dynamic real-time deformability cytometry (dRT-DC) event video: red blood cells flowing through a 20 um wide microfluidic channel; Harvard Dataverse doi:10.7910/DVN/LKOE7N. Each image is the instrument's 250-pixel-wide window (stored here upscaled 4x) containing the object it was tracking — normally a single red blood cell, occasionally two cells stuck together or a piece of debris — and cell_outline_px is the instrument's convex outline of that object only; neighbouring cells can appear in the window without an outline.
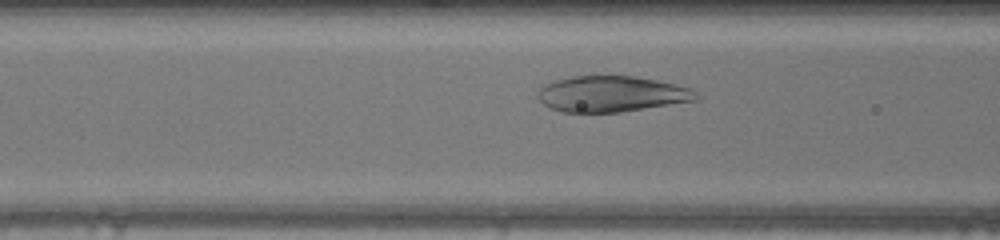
{"species": "human", "species_latin": "Homo sapiens", "temperature_condition": "warm", "stored_images_in_passage": 34, "camera_frame_rate_fps": 3000, "um_per_image_px": 0.085, "donor": {"sex": "male"}, "frame": {"image": 1, "passage_image": 12, "time_ms": 3.667, "image_size_px": [1000, 240], "cell_outline_px": [[700, 96], [696, 100], [620, 112], [564, 112], [552, 108], [544, 104], [536, 96], [536, 92], [544, 84], [552, 80], [568, 76], [632, 76], [656, 80], [692, 88]], "centroid_in_image_um": [51.94, 7.97], "position_along_channel_um": 114.7, "area_um2": 33.12}}
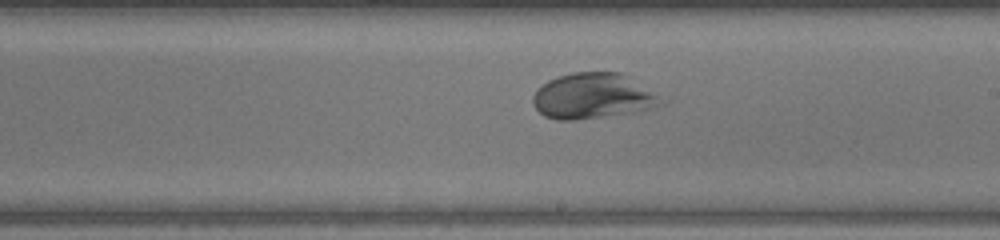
{"frame": {"image": 2, "passage_image": 21, "time_ms": 6.667, "image_size_px": [1000, 240], "cell_outline_px": [[672, 100], [668, 104], [640, 112], [576, 120], [556, 120], [544, 116], [532, 104], [532, 96], [540, 84], [556, 76], [572, 72], [624, 72], [672, 96]], "centroid_in_image_um": [50.64, 8.15], "position_along_channel_um": 238.4, "area_um2": 36.36}}
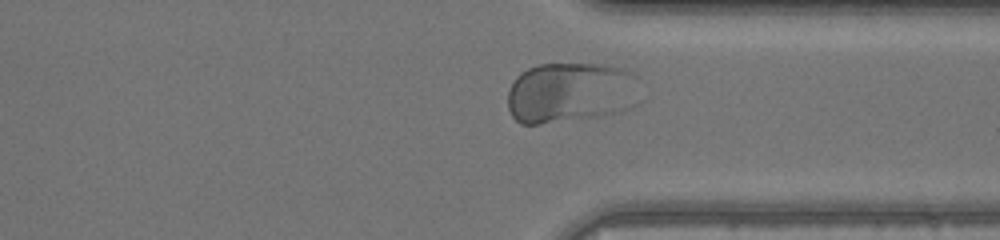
{"frame": {"image": 3, "passage_image": 30, "time_ms": 9.667, "image_size_px": [1000, 240], "cell_outline_px": [[640, 104], [632, 108], [620, 112], [596, 116], [540, 124], [520, 124], [512, 116], [508, 108], [508, 88], [516, 76], [520, 72], [528, 68], [540, 64], [600, 64], [628, 68], [640, 76]], "centroid_in_image_um": [48.59, 7.85], "position_along_channel_um": 362.8, "area_um2": 48.09}}